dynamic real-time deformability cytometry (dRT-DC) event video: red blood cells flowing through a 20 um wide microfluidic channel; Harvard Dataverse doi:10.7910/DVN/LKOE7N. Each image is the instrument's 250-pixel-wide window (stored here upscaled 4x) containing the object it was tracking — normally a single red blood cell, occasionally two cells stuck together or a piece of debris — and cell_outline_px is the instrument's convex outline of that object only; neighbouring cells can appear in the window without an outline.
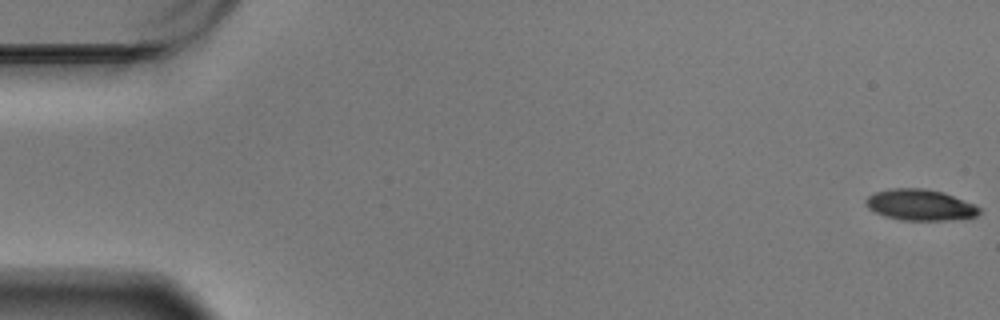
{"species": "Egyptian fruit bat (a non-hibernating species)", "species_latin": "Rousettus aegyptiacus", "temperature_condition": "warm", "stored_images_in_passage": 59, "camera_frame_rate_fps": 3000, "um_per_image_px": 0.085, "animal": {"sex": "male"}, "frame": {"image": 1, "passage_image": 1, "time_ms": 0.0, "image_size_px": [1000, 320], "cell_outline_px": [[980, 212], [976, 216], [944, 220], [900, 220], [884, 216], [868, 208], [864, 204], [864, 200], [868, 196], [876, 192], [888, 188], [924, 188], [944, 192], [972, 204], [980, 208]], "centroid_in_image_um": [78.15, 17.41], "position_along_channel_um": 6.9, "area_um2": 20.46}}
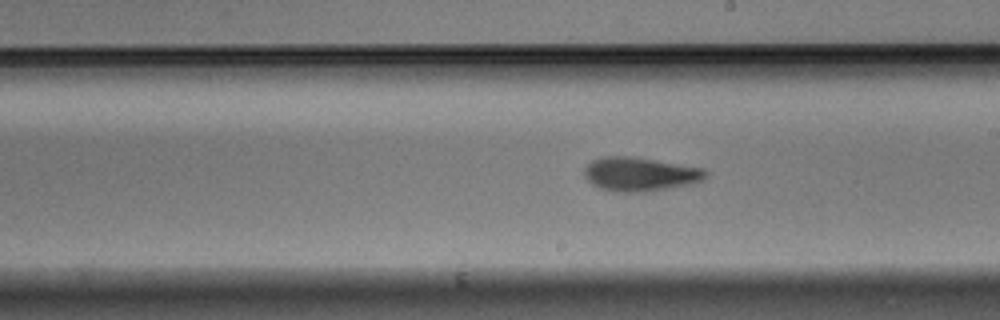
{"frame": {"image": 2, "passage_image": 34, "time_ms": 11.0, "image_size_px": [1000, 320], "cell_outline_px": [[708, 176], [704, 180], [692, 184], [648, 192], [616, 192], [600, 188], [592, 184], [584, 176], [584, 168], [592, 160], [604, 156], [632, 156], [704, 168], [708, 172]], "centroid_in_image_um": [54.43, 14.81], "position_along_channel_um": 234.6, "area_um2": 24.28}}
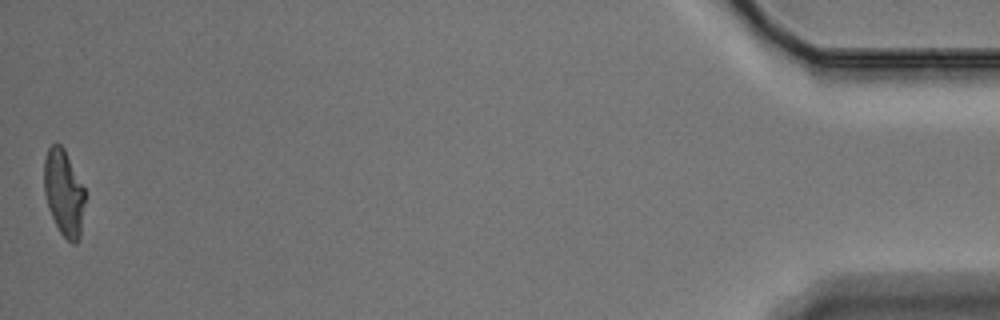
{"frame": {"image": 3, "passage_image": 59, "time_ms": 19.333, "image_size_px": [1000, 320], "cell_outline_px": [[88, 192], [80, 240], [76, 244], [72, 244], [60, 232], [48, 208], [44, 192], [44, 160], [48, 148], [52, 144], [60, 144], [64, 148]], "centroid_in_image_um": [5.49, 16.41], "position_along_channel_um": 429.7, "area_um2": 21.33}, "authors_computed_cell_mechanics": {"area_um2": 22.0218, "velocity_mm_per_s": 3.4578, "shape_relaxation_time_tau1_ms": 2.9025, "shape_relaxation_time_tau2_ms": 3.8216, "deformation_change_tau1": 0.157, "deformation_change_tau2": 0.1209}}